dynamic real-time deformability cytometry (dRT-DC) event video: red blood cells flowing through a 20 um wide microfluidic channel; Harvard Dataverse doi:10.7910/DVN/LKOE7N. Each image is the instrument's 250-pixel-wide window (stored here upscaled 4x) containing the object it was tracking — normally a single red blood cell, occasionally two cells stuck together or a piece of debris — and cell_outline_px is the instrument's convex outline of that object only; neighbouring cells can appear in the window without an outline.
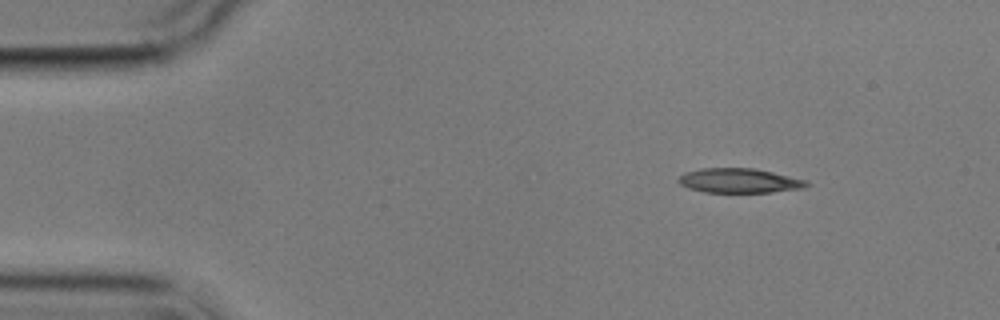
{"species": "common noctule bat (a hibernating species)", "species_latin": "Nyctalus noctula", "temperature_condition": "cold", "stored_images_in_passage": 5, "camera_frame_rate_fps": 3000, "um_per_image_px": 0.085, "animal": {"sex": "male", "body_mass_g": 17.9}, "frame": {"image": 1, "passage_image": 1, "time_ms": 0.0, "image_size_px": [1000, 320], "cell_outline_px": [[812, 184], [804, 188], [772, 192], [704, 192], [688, 188], [680, 184], [676, 180], [684, 172], [700, 168], [752, 168], [772, 172], [808, 180]], "centroid_in_image_um": [62.84, 15.35], "position_along_channel_um": 22.2, "area_um2": 18.44}}
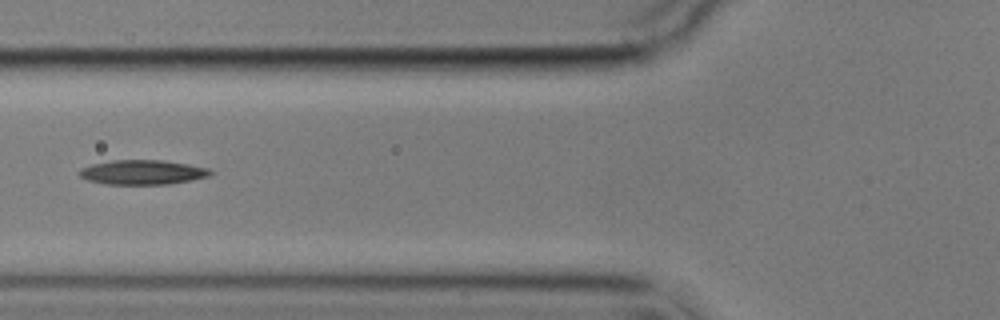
{"frame": {"image": 2, "passage_image": 5, "time_ms": 4.667, "image_size_px": [1000, 320], "cell_outline_px": [[212, 172], [208, 176], [192, 180], [168, 184], [104, 184], [88, 180], [80, 176], [76, 172], [80, 168], [92, 164], [112, 160], [160, 160], [188, 164], [208, 168]], "centroid_in_image_um": [12.06, 14.64], "position_along_channel_um": 113.7, "area_um2": 18.73}}